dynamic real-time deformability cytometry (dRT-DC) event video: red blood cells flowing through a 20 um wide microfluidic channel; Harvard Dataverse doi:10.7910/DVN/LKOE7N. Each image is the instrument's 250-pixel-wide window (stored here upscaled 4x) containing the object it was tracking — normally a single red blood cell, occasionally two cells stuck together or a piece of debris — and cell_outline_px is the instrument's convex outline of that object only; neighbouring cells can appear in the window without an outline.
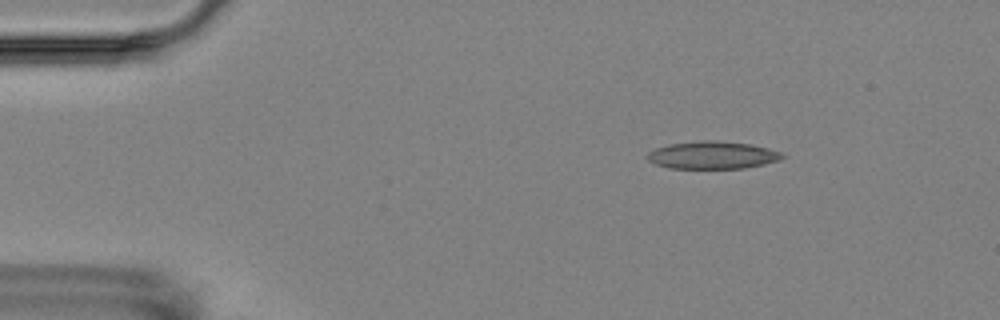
{"species": "Egyptian fruit bat (a non-hibernating species)", "species_latin": "Rousettus aegyptiacus", "temperature_condition": "room temperature", "stored_images_in_passage": 3, "camera_frame_rate_fps": 3000, "um_per_image_px": 0.085, "animal": {"sex": "female"}, "frame": {"image": 1, "passage_image": 1, "time_ms": 0.0, "image_size_px": [1000, 320], "cell_outline_px": [[784, 156], [780, 160], [764, 164], [744, 168], [668, 168], [656, 164], [648, 160], [644, 156], [648, 152], [656, 148], [668, 144], [704, 140], [716, 140], [752, 144], [768, 148], [780, 152]], "centroid_in_image_um": [60.53, 13.18], "position_along_channel_um": 24.5, "area_um2": 21.73}}